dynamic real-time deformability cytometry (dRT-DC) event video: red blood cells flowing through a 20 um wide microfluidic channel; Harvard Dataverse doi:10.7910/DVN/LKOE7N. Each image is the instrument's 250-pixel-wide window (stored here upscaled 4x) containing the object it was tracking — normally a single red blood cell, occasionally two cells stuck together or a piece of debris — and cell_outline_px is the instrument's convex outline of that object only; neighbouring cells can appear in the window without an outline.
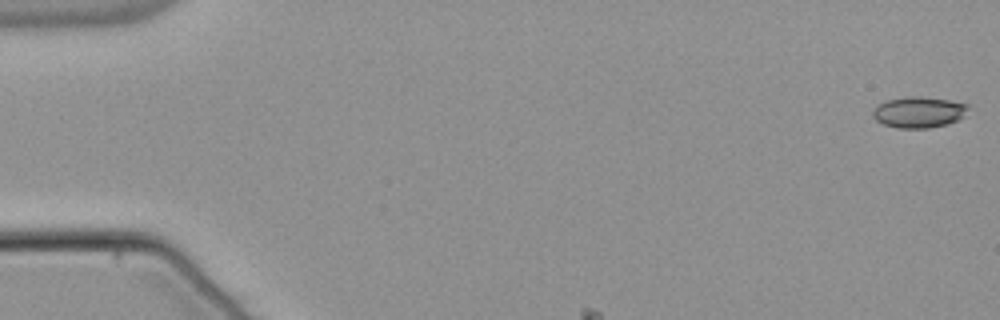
{"species": "common noctule bat (a hibernating species)", "species_latin": "Nyctalus noctula", "temperature_condition": "warm", "stored_images_in_passage": 8, "camera_frame_rate_fps": 3000, "um_per_image_px": 0.085, "animal": {"sex": "male", "body_mass_g": 21.5, "forearm_length_mm": 52.0}, "frame": {"image": 1, "passage_image": 1, "time_ms": 0.0, "image_size_px": [1000, 320], "cell_outline_px": [[968, 108], [956, 120], [948, 124], [928, 128], [896, 128], [884, 124], [876, 120], [872, 116], [872, 112], [880, 104], [888, 100], [908, 96], [920, 96], [948, 100], [968, 104]], "centroid_in_image_um": [78.06, 9.54], "position_along_channel_um": 6.9, "area_um2": 16.94}}